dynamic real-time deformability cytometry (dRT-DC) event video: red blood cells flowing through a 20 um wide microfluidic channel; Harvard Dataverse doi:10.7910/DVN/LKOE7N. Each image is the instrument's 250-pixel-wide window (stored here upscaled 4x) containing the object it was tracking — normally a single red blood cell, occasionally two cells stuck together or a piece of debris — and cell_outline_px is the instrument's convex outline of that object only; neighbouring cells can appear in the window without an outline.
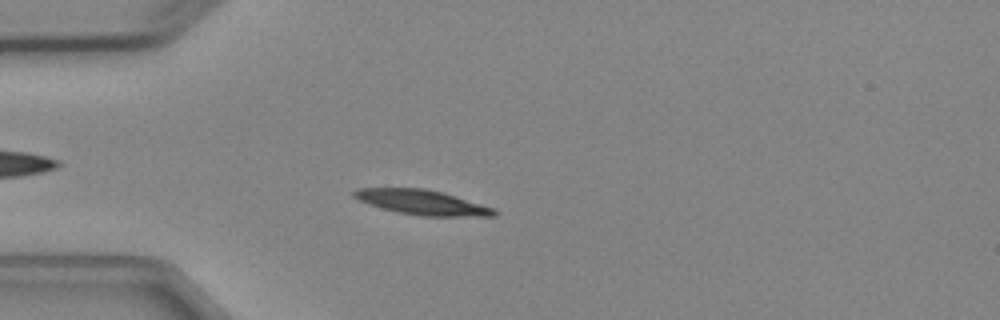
{"species": "Egyptian fruit bat (a non-hibernating species)", "species_latin": "Rousettus aegyptiacus", "temperature_condition": "cold", "stored_images_in_passage": 4, "camera_frame_rate_fps": 3000, "um_per_image_px": 0.085, "animal": {"sex": "female"}, "frame": {"image": 1, "passage_image": 4, "time_ms": 3.333, "image_size_px": [1000, 320], "cell_outline_px": [[500, 212], [496, 216], [420, 216], [396, 212], [368, 204], [352, 196], [352, 192], [356, 188], [424, 188], [440, 192], [496, 208]], "centroid_in_image_um": [35.89, 17.21], "position_along_channel_um": 49.1, "area_um2": 20.29}}